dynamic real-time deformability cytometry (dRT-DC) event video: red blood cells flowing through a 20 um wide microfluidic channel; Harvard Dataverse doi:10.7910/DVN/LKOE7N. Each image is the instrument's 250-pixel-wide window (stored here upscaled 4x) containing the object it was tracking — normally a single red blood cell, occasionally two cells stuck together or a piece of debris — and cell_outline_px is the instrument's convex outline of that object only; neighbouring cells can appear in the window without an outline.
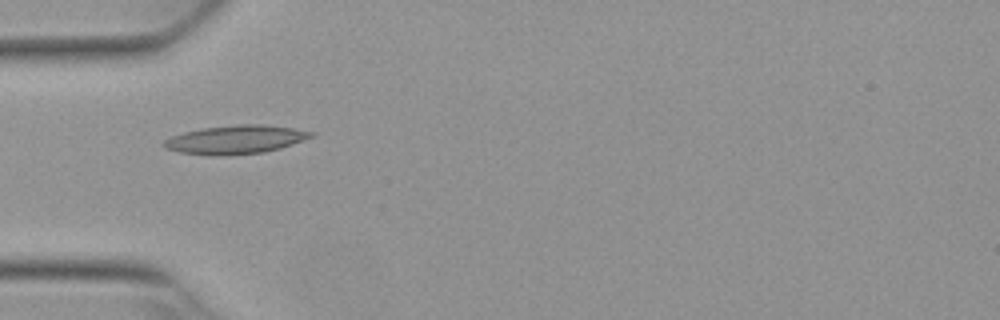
{"species": "Egyptian fruit bat (a non-hibernating species)", "species_latin": "Rousettus aegyptiacus", "temperature_condition": "warm", "stored_images_in_passage": 7, "camera_frame_rate_fps": 3000, "um_per_image_px": 0.085, "animal": {"sex": "female"}, "frame": {"image": 1, "passage_image": 1, "time_ms": 0.0, "image_size_px": [1000, 320], "cell_outline_px": [[316, 136], [280, 148], [264, 152], [216, 156], [208, 156], [180, 152], [164, 148], [160, 144], [164, 140], [172, 136], [184, 132], [204, 128], [240, 124], [264, 124], [292, 128], [316, 132]], "centroid_in_image_um": [20.02, 11.87], "position_along_channel_um": 65.0, "area_um2": 24.62}}
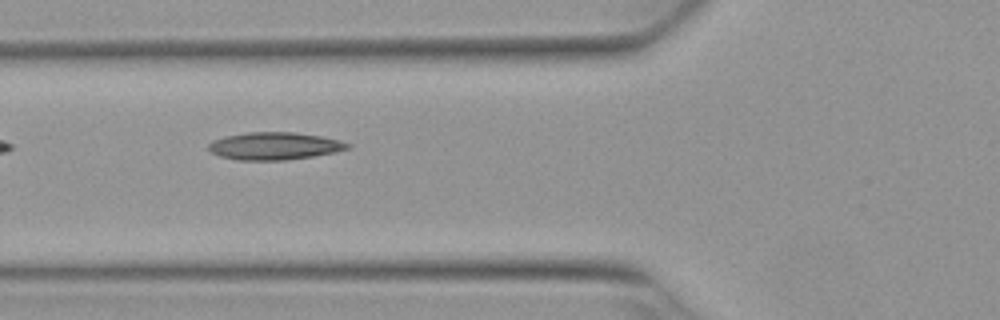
{"frame": {"image": 2, "passage_image": 4, "time_ms": 1.0, "image_size_px": [1000, 320], "cell_outline_px": [[352, 144], [348, 148], [336, 152], [312, 156], [284, 160], [236, 160], [220, 156], [212, 152], [208, 148], [208, 144], [212, 140], [224, 136], [248, 132], [292, 132], [320, 136], [340, 140]], "centroid_in_image_um": [23.31, 12.4], "position_along_channel_um": 102.5, "area_um2": 22.25}}
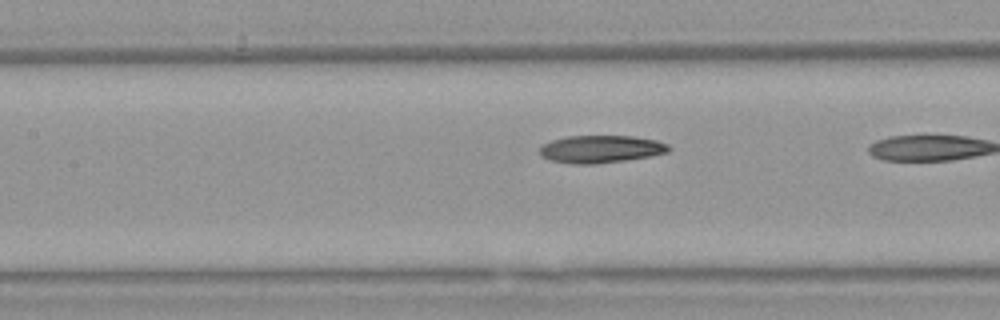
{"frame": {"image": 3, "passage_image": 6, "time_ms": 1.667, "image_size_px": [1000, 320], "cell_outline_px": [[672, 148], [668, 152], [652, 156], [596, 164], [572, 164], [548, 160], [540, 156], [540, 144], [552, 140], [568, 136], [632, 136], [656, 140], [668, 144]], "centroid_in_image_um": [51.05, 12.68], "position_along_channel_um": 156.4, "area_um2": 20.92}}